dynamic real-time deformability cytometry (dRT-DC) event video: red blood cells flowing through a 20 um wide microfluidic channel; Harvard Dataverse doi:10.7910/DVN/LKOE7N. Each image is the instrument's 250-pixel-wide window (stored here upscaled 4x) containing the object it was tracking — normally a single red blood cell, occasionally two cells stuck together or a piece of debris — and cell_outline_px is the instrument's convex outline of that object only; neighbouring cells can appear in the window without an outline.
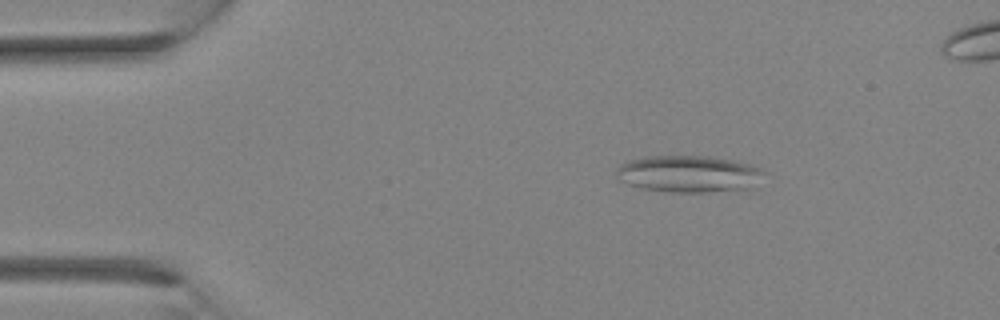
{"species": "Egyptian fruit bat (a non-hibernating species)", "species_latin": "Rousettus aegyptiacus", "temperature_condition": "room temperature", "stored_images_in_passage": 15, "camera_frame_rate_fps": 3000, "um_per_image_px": 0.085, "animal": {"sex": "female"}, "frame": {"image": 1, "passage_image": 3, "time_ms": 0.667, "image_size_px": [1000, 320], "cell_outline_px": [[768, 172], [748, 188], [708, 192], [672, 192], [644, 188], [628, 184], [620, 180], [616, 176], [616, 168], [620, 164], [628, 160], [648, 156], [712, 156], [732, 160], [748, 164], [760, 168]], "centroid_in_image_um": [58.52, 14.77], "position_along_channel_um": 26.5, "area_um2": 31.56}}
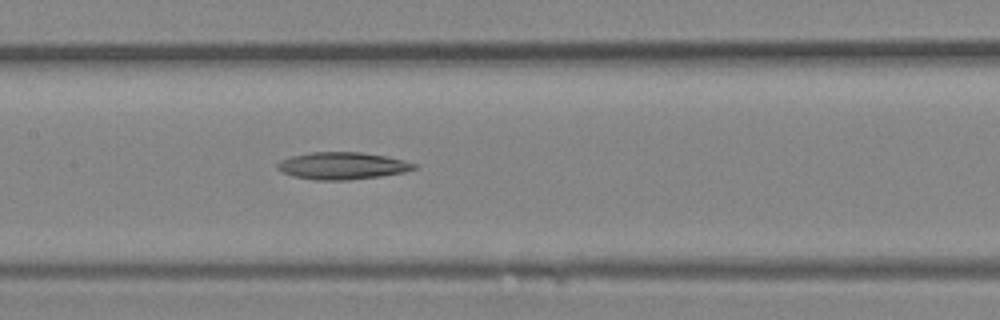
{"frame": {"image": 2, "passage_image": 13, "time_ms": 4.0, "image_size_px": [1000, 320], "cell_outline_px": [[420, 164], [416, 168], [404, 172], [380, 176], [348, 180], [316, 180], [292, 176], [276, 168], [276, 164], [280, 160], [292, 156], [308, 152], [360, 152], [384, 156], [404, 160]], "centroid_in_image_um": [29.1, 14.09], "position_along_channel_um": 178.3, "area_um2": 21.68}}
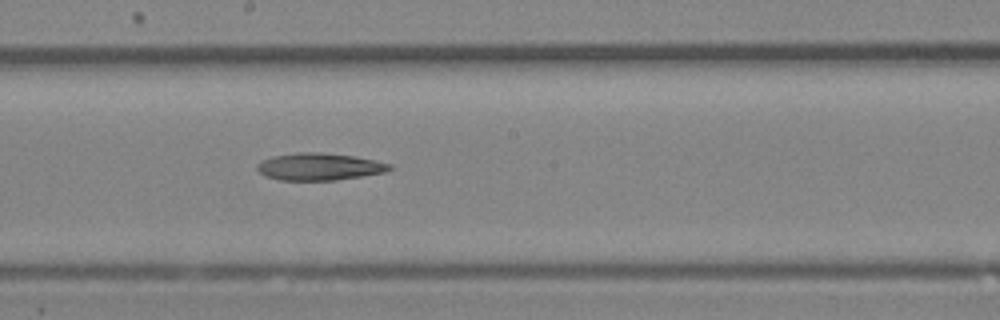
{"frame": {"image": 3, "passage_image": 15, "time_ms": 4.667, "image_size_px": [1000, 320], "cell_outline_px": [[396, 168], [384, 172], [336, 180], [280, 180], [264, 176], [256, 168], [256, 164], [260, 160], [272, 156], [296, 152], [320, 152], [356, 156], [376, 160], [392, 164]], "centroid_in_image_um": [27.14, 14.15], "position_along_channel_um": 221.1, "area_um2": 21.27}}